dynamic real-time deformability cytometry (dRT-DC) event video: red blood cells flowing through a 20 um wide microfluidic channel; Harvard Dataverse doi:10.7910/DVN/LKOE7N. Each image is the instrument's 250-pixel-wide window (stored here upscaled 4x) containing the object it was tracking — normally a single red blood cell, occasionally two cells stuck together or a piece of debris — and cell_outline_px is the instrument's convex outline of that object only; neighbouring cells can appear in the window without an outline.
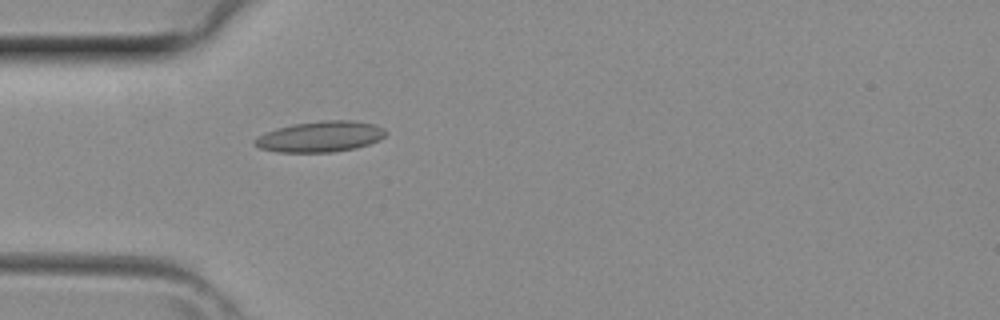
{"species": "common noctule bat (a hibernating species)", "species_latin": "Nyctalus noctula", "temperature_condition": "room temperature", "stored_images_in_passage": 3, "camera_frame_rate_fps": 3000, "um_per_image_px": 0.085, "animal": {"sex": "female", "body_mass_g": 29.2, "forearm_length_mm": 56.3}, "frame": {"image": 1, "passage_image": 3, "time_ms": 0.667, "image_size_px": [1000, 320], "cell_outline_px": [[388, 132], [380, 140], [356, 148], [332, 152], [276, 152], [260, 148], [252, 144], [252, 140], [256, 136], [264, 132], [276, 128], [292, 124], [324, 120], [356, 120], [372, 124], [384, 128]], "centroid_in_image_um": [27.19, 11.61], "position_along_channel_um": 57.8, "area_um2": 23.81}}